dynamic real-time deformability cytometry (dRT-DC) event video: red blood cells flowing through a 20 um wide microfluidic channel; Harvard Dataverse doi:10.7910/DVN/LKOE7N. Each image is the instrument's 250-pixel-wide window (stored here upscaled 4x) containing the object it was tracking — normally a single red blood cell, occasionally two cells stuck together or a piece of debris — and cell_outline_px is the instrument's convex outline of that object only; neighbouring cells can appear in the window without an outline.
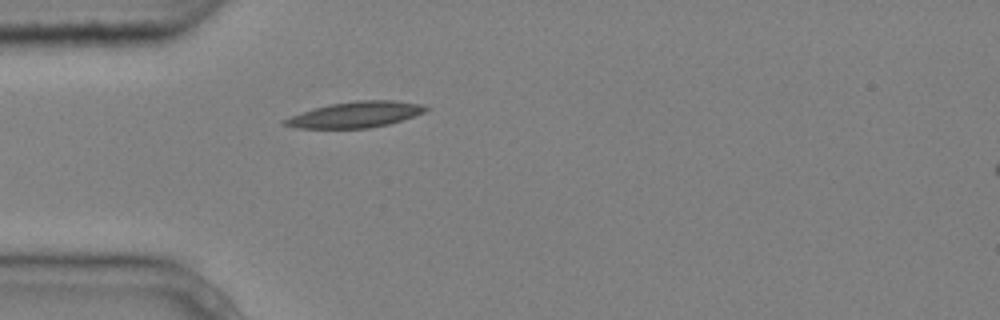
{"species": "common noctule bat (a hibernating species)", "species_latin": "Nyctalus noctula", "temperature_condition": "cold", "stored_images_in_passage": 4, "camera_frame_rate_fps": 3000, "um_per_image_px": 0.085, "animal": {"sex": "male", "body_mass_g": 20.4}, "frame": {"image": 1, "passage_image": 4, "time_ms": 1.0, "image_size_px": [1000, 320], "cell_outline_px": [[428, 108], [424, 112], [388, 124], [368, 128], [296, 128], [280, 124], [280, 120], [328, 104], [356, 100], [392, 100], [420, 104]], "centroid_in_image_um": [30.15, 9.74], "position_along_channel_um": 54.8, "area_um2": 20.98}}